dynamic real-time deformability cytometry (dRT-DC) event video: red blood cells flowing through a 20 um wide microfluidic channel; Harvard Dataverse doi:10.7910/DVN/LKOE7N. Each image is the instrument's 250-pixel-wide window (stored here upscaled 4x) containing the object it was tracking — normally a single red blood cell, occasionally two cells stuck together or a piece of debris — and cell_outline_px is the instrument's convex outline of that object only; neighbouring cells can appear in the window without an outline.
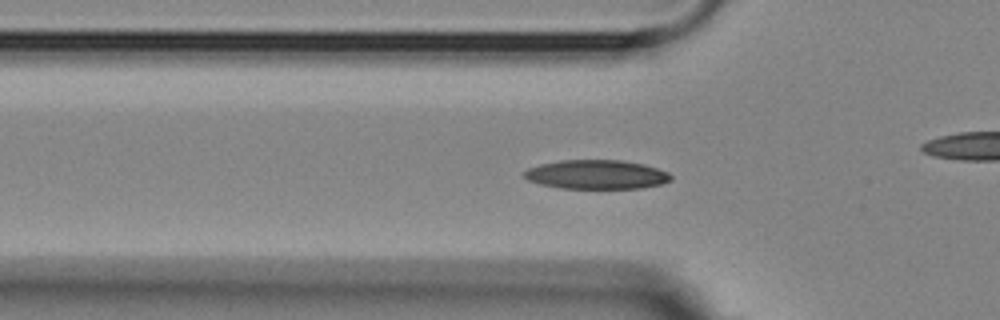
{"species": "Egyptian fruit bat (a non-hibernating species)", "species_latin": "Rousettus aegyptiacus", "temperature_condition": "room temperature", "stored_images_in_passage": 43, "camera_frame_rate_fps": 3000, "um_per_image_px": 0.085, "animal": {"sex": "female"}, "frame": {"image": 1, "passage_image": 8, "time_ms": 2.333, "image_size_px": [1000, 320], "cell_outline_px": [[672, 180], [660, 184], [640, 188], [560, 188], [540, 184], [528, 180], [524, 176], [524, 172], [528, 168], [540, 164], [560, 160], [624, 160], [644, 164], [668, 172], [672, 176]], "centroid_in_image_um": [50.7, 14.83], "position_along_channel_um": 75.1, "area_um2": 24.85}}
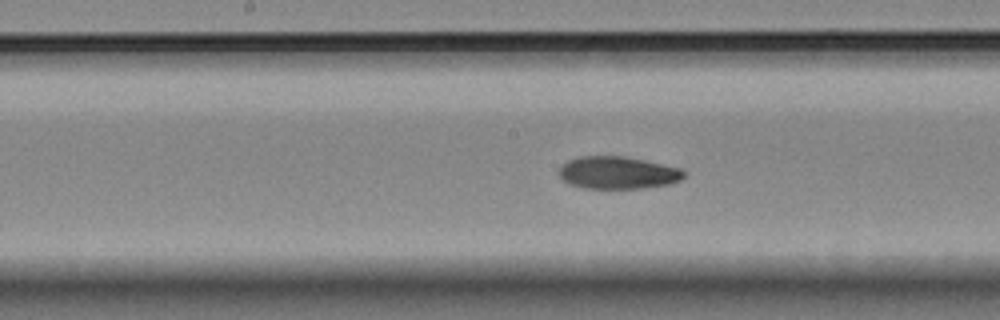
{"frame": {"image": 2, "passage_image": 18, "time_ms": 5.667, "image_size_px": [1000, 320], "cell_outline_px": [[684, 176], [680, 180], [668, 184], [640, 188], [584, 188], [568, 184], [556, 172], [568, 160], [580, 156], [624, 156], [644, 160], [680, 168], [684, 172]], "centroid_in_image_um": [52.47, 14.68], "position_along_channel_um": 195.7, "area_um2": 23.47}}
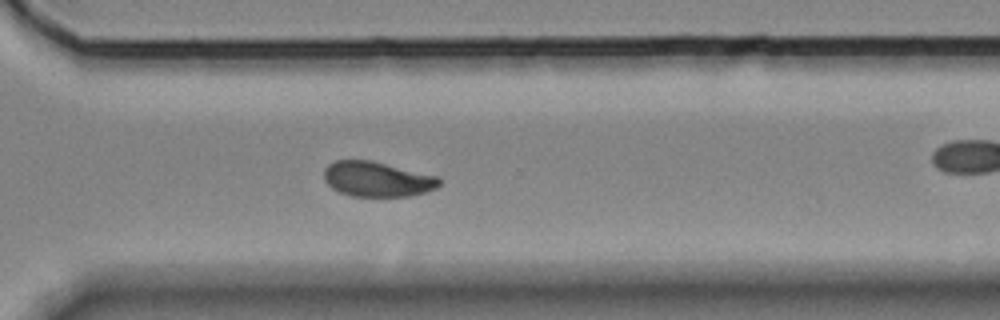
{"frame": {"image": 3, "passage_image": 30, "time_ms": 9.667, "image_size_px": [1000, 320], "cell_outline_px": [[440, 184], [436, 188], [412, 196], [352, 196], [340, 192], [332, 188], [324, 180], [324, 168], [328, 164], [336, 160], [368, 160], [436, 176], [440, 180]], "centroid_in_image_um": [32.02, 15.23], "position_along_channel_um": 338.6, "area_um2": 23.24}, "authors_computed_cell_mechanics": {"area_um2": 24.1604, "velocity_mm_per_s": 3.5801, "shape_relaxation_time_tau1_ms": 6.0973, "shape_relaxation_time_tau2_ms": 4.7186, "deformation_change_tau1": 0.1608, "deformation_change_tau2": 0.0836}}